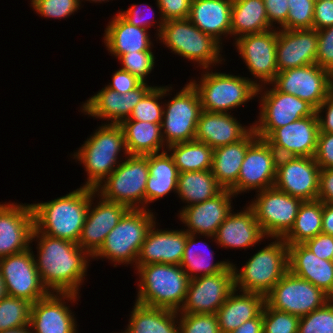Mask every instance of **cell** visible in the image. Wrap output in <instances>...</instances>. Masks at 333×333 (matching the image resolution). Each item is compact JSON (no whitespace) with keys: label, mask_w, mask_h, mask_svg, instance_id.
<instances>
[{"label":"cell","mask_w":333,"mask_h":333,"mask_svg":"<svg viewBox=\"0 0 333 333\" xmlns=\"http://www.w3.org/2000/svg\"><path fill=\"white\" fill-rule=\"evenodd\" d=\"M277 38L278 28H272L262 33L241 36L234 42L247 69L256 78L253 80L257 88L266 85L270 87L278 73L276 66Z\"/></svg>","instance_id":"16"},{"label":"cell","mask_w":333,"mask_h":333,"mask_svg":"<svg viewBox=\"0 0 333 333\" xmlns=\"http://www.w3.org/2000/svg\"><path fill=\"white\" fill-rule=\"evenodd\" d=\"M179 173L211 170L213 148L206 143L189 141L167 147Z\"/></svg>","instance_id":"41"},{"label":"cell","mask_w":333,"mask_h":333,"mask_svg":"<svg viewBox=\"0 0 333 333\" xmlns=\"http://www.w3.org/2000/svg\"><path fill=\"white\" fill-rule=\"evenodd\" d=\"M266 245L246 261L242 269L232 263L235 289L266 296L288 271V244L283 238ZM241 289V290H240Z\"/></svg>","instance_id":"5"},{"label":"cell","mask_w":333,"mask_h":333,"mask_svg":"<svg viewBox=\"0 0 333 333\" xmlns=\"http://www.w3.org/2000/svg\"><path fill=\"white\" fill-rule=\"evenodd\" d=\"M79 298L74 293H49L33 303L29 323L31 332L78 333L74 312L67 305L68 301L75 303Z\"/></svg>","instance_id":"20"},{"label":"cell","mask_w":333,"mask_h":333,"mask_svg":"<svg viewBox=\"0 0 333 333\" xmlns=\"http://www.w3.org/2000/svg\"><path fill=\"white\" fill-rule=\"evenodd\" d=\"M197 236V234L187 235L186 246L180 263L181 268L186 272L187 276L192 279L224 271L231 262L228 260L216 263L212 262L215 259L213 251L206 242L196 241L198 239Z\"/></svg>","instance_id":"39"},{"label":"cell","mask_w":333,"mask_h":333,"mask_svg":"<svg viewBox=\"0 0 333 333\" xmlns=\"http://www.w3.org/2000/svg\"><path fill=\"white\" fill-rule=\"evenodd\" d=\"M83 0H80V3L82 2ZM85 1H92V2H94V3H102V2H105V1H108L109 2V0H85Z\"/></svg>","instance_id":"65"},{"label":"cell","mask_w":333,"mask_h":333,"mask_svg":"<svg viewBox=\"0 0 333 333\" xmlns=\"http://www.w3.org/2000/svg\"><path fill=\"white\" fill-rule=\"evenodd\" d=\"M287 30L313 29L314 6L312 0H288Z\"/></svg>","instance_id":"50"},{"label":"cell","mask_w":333,"mask_h":333,"mask_svg":"<svg viewBox=\"0 0 333 333\" xmlns=\"http://www.w3.org/2000/svg\"><path fill=\"white\" fill-rule=\"evenodd\" d=\"M317 116H308L276 128L265 140L279 157H314L319 135Z\"/></svg>","instance_id":"23"},{"label":"cell","mask_w":333,"mask_h":333,"mask_svg":"<svg viewBox=\"0 0 333 333\" xmlns=\"http://www.w3.org/2000/svg\"><path fill=\"white\" fill-rule=\"evenodd\" d=\"M297 333H333V298L319 309L300 317Z\"/></svg>","instance_id":"45"},{"label":"cell","mask_w":333,"mask_h":333,"mask_svg":"<svg viewBox=\"0 0 333 333\" xmlns=\"http://www.w3.org/2000/svg\"><path fill=\"white\" fill-rule=\"evenodd\" d=\"M155 59L152 51H135L134 53L123 54L118 60L123 70L136 76L142 82L147 83V76L155 68Z\"/></svg>","instance_id":"47"},{"label":"cell","mask_w":333,"mask_h":333,"mask_svg":"<svg viewBox=\"0 0 333 333\" xmlns=\"http://www.w3.org/2000/svg\"><path fill=\"white\" fill-rule=\"evenodd\" d=\"M150 209H129L119 223L108 233L103 245L92 259H109L116 267L132 264L136 266L142 243L156 222Z\"/></svg>","instance_id":"6"},{"label":"cell","mask_w":333,"mask_h":333,"mask_svg":"<svg viewBox=\"0 0 333 333\" xmlns=\"http://www.w3.org/2000/svg\"><path fill=\"white\" fill-rule=\"evenodd\" d=\"M8 296L6 285L0 270V301Z\"/></svg>","instance_id":"63"},{"label":"cell","mask_w":333,"mask_h":333,"mask_svg":"<svg viewBox=\"0 0 333 333\" xmlns=\"http://www.w3.org/2000/svg\"><path fill=\"white\" fill-rule=\"evenodd\" d=\"M279 156L270 144L257 138L248 148L241 165L237 184L231 189L237 197L249 190L256 192L274 186Z\"/></svg>","instance_id":"18"},{"label":"cell","mask_w":333,"mask_h":333,"mask_svg":"<svg viewBox=\"0 0 333 333\" xmlns=\"http://www.w3.org/2000/svg\"><path fill=\"white\" fill-rule=\"evenodd\" d=\"M256 96L260 97L261 107L258 121L256 120L252 125L257 137L261 139H266L276 128L304 117L317 116L316 109L307 101L277 91L273 86L257 88Z\"/></svg>","instance_id":"10"},{"label":"cell","mask_w":333,"mask_h":333,"mask_svg":"<svg viewBox=\"0 0 333 333\" xmlns=\"http://www.w3.org/2000/svg\"><path fill=\"white\" fill-rule=\"evenodd\" d=\"M192 0H156L159 15L165 21L188 19Z\"/></svg>","instance_id":"53"},{"label":"cell","mask_w":333,"mask_h":333,"mask_svg":"<svg viewBox=\"0 0 333 333\" xmlns=\"http://www.w3.org/2000/svg\"><path fill=\"white\" fill-rule=\"evenodd\" d=\"M257 138L252 129L242 140L213 149L211 172L223 189L231 190L237 184L247 148Z\"/></svg>","instance_id":"34"},{"label":"cell","mask_w":333,"mask_h":333,"mask_svg":"<svg viewBox=\"0 0 333 333\" xmlns=\"http://www.w3.org/2000/svg\"><path fill=\"white\" fill-rule=\"evenodd\" d=\"M141 6L140 5L138 6L137 4H132L129 8H127V10L120 9L121 11H119L118 13L130 24L145 28L147 30H149L148 28H151L152 26H156V24L158 23L157 32H156L157 33L156 38L158 39V36L162 30V27L165 24V20L162 17H159L160 20H158V19L155 20L153 18V16H155V15H153V14H155V12H154V10H152V7L149 6L150 12H147L148 11L147 10L146 11L147 14H146V13H144L145 9H144V11L139 9V7L141 8ZM148 13H150L149 15H151L152 18L149 17ZM154 22H156V23H154Z\"/></svg>","instance_id":"51"},{"label":"cell","mask_w":333,"mask_h":333,"mask_svg":"<svg viewBox=\"0 0 333 333\" xmlns=\"http://www.w3.org/2000/svg\"><path fill=\"white\" fill-rule=\"evenodd\" d=\"M124 159L95 191L103 199L124 204L129 209H145L148 155H128Z\"/></svg>","instance_id":"9"},{"label":"cell","mask_w":333,"mask_h":333,"mask_svg":"<svg viewBox=\"0 0 333 333\" xmlns=\"http://www.w3.org/2000/svg\"><path fill=\"white\" fill-rule=\"evenodd\" d=\"M222 190L211 170L189 171L178 175L176 193L187 203L185 207L207 201Z\"/></svg>","instance_id":"40"},{"label":"cell","mask_w":333,"mask_h":333,"mask_svg":"<svg viewBox=\"0 0 333 333\" xmlns=\"http://www.w3.org/2000/svg\"><path fill=\"white\" fill-rule=\"evenodd\" d=\"M128 156L125 136L120 124H102L73 154L87 172L84 187L95 189L120 164L118 156ZM120 154V155H119Z\"/></svg>","instance_id":"4"},{"label":"cell","mask_w":333,"mask_h":333,"mask_svg":"<svg viewBox=\"0 0 333 333\" xmlns=\"http://www.w3.org/2000/svg\"><path fill=\"white\" fill-rule=\"evenodd\" d=\"M229 212L225 221L219 226L212 241L222 248L245 249L253 247L267 237L263 233L254 211L249 205L237 213Z\"/></svg>","instance_id":"28"},{"label":"cell","mask_w":333,"mask_h":333,"mask_svg":"<svg viewBox=\"0 0 333 333\" xmlns=\"http://www.w3.org/2000/svg\"><path fill=\"white\" fill-rule=\"evenodd\" d=\"M324 112H326L325 116L321 114ZM316 114L319 121L320 132L333 133V91L316 109Z\"/></svg>","instance_id":"59"},{"label":"cell","mask_w":333,"mask_h":333,"mask_svg":"<svg viewBox=\"0 0 333 333\" xmlns=\"http://www.w3.org/2000/svg\"><path fill=\"white\" fill-rule=\"evenodd\" d=\"M205 70L199 83L190 80L199 94L203 111L231 113V110L243 104L245 106L246 102L256 97L257 87L251 78Z\"/></svg>","instance_id":"8"},{"label":"cell","mask_w":333,"mask_h":333,"mask_svg":"<svg viewBox=\"0 0 333 333\" xmlns=\"http://www.w3.org/2000/svg\"><path fill=\"white\" fill-rule=\"evenodd\" d=\"M330 261L333 263V252H332V256H331Z\"/></svg>","instance_id":"66"},{"label":"cell","mask_w":333,"mask_h":333,"mask_svg":"<svg viewBox=\"0 0 333 333\" xmlns=\"http://www.w3.org/2000/svg\"><path fill=\"white\" fill-rule=\"evenodd\" d=\"M320 170L314 157H279L274 187L303 201L317 200Z\"/></svg>","instance_id":"19"},{"label":"cell","mask_w":333,"mask_h":333,"mask_svg":"<svg viewBox=\"0 0 333 333\" xmlns=\"http://www.w3.org/2000/svg\"><path fill=\"white\" fill-rule=\"evenodd\" d=\"M252 129L253 125L242 126L231 113L202 110L194 140L215 149L242 140Z\"/></svg>","instance_id":"29"},{"label":"cell","mask_w":333,"mask_h":333,"mask_svg":"<svg viewBox=\"0 0 333 333\" xmlns=\"http://www.w3.org/2000/svg\"><path fill=\"white\" fill-rule=\"evenodd\" d=\"M256 193L248 204L263 233L268 238H283L293 227L303 200L274 186Z\"/></svg>","instance_id":"12"},{"label":"cell","mask_w":333,"mask_h":333,"mask_svg":"<svg viewBox=\"0 0 333 333\" xmlns=\"http://www.w3.org/2000/svg\"><path fill=\"white\" fill-rule=\"evenodd\" d=\"M264 4L269 24L274 28L275 24H279L277 28L287 30L288 0H264Z\"/></svg>","instance_id":"55"},{"label":"cell","mask_w":333,"mask_h":333,"mask_svg":"<svg viewBox=\"0 0 333 333\" xmlns=\"http://www.w3.org/2000/svg\"><path fill=\"white\" fill-rule=\"evenodd\" d=\"M264 304V295L235 289L216 312L221 333H230L244 322L256 318Z\"/></svg>","instance_id":"33"},{"label":"cell","mask_w":333,"mask_h":333,"mask_svg":"<svg viewBox=\"0 0 333 333\" xmlns=\"http://www.w3.org/2000/svg\"><path fill=\"white\" fill-rule=\"evenodd\" d=\"M33 229L31 204L0 203V258L32 248Z\"/></svg>","instance_id":"22"},{"label":"cell","mask_w":333,"mask_h":333,"mask_svg":"<svg viewBox=\"0 0 333 333\" xmlns=\"http://www.w3.org/2000/svg\"><path fill=\"white\" fill-rule=\"evenodd\" d=\"M314 159L320 169L333 168V133L319 132Z\"/></svg>","instance_id":"54"},{"label":"cell","mask_w":333,"mask_h":333,"mask_svg":"<svg viewBox=\"0 0 333 333\" xmlns=\"http://www.w3.org/2000/svg\"><path fill=\"white\" fill-rule=\"evenodd\" d=\"M230 333H263V310L256 318L244 322Z\"/></svg>","instance_id":"61"},{"label":"cell","mask_w":333,"mask_h":333,"mask_svg":"<svg viewBox=\"0 0 333 333\" xmlns=\"http://www.w3.org/2000/svg\"><path fill=\"white\" fill-rule=\"evenodd\" d=\"M331 298L311 282L290 271L276 283L265 296V302L273 309L298 317L319 309Z\"/></svg>","instance_id":"13"},{"label":"cell","mask_w":333,"mask_h":333,"mask_svg":"<svg viewBox=\"0 0 333 333\" xmlns=\"http://www.w3.org/2000/svg\"><path fill=\"white\" fill-rule=\"evenodd\" d=\"M304 245L318 258L330 260L333 252V236L320 233L307 240Z\"/></svg>","instance_id":"58"},{"label":"cell","mask_w":333,"mask_h":333,"mask_svg":"<svg viewBox=\"0 0 333 333\" xmlns=\"http://www.w3.org/2000/svg\"><path fill=\"white\" fill-rule=\"evenodd\" d=\"M179 333H221L216 314H178Z\"/></svg>","instance_id":"49"},{"label":"cell","mask_w":333,"mask_h":333,"mask_svg":"<svg viewBox=\"0 0 333 333\" xmlns=\"http://www.w3.org/2000/svg\"><path fill=\"white\" fill-rule=\"evenodd\" d=\"M233 192L223 189L219 194L207 201L182 207L178 218L185 225L188 234H197L207 238H214L219 226L232 210Z\"/></svg>","instance_id":"25"},{"label":"cell","mask_w":333,"mask_h":333,"mask_svg":"<svg viewBox=\"0 0 333 333\" xmlns=\"http://www.w3.org/2000/svg\"><path fill=\"white\" fill-rule=\"evenodd\" d=\"M0 333H32V332H31L30 326H26V327L16 328V329H12V330L2 331Z\"/></svg>","instance_id":"64"},{"label":"cell","mask_w":333,"mask_h":333,"mask_svg":"<svg viewBox=\"0 0 333 333\" xmlns=\"http://www.w3.org/2000/svg\"><path fill=\"white\" fill-rule=\"evenodd\" d=\"M277 91L297 96L315 109L333 91V74L310 64L278 72L270 84Z\"/></svg>","instance_id":"14"},{"label":"cell","mask_w":333,"mask_h":333,"mask_svg":"<svg viewBox=\"0 0 333 333\" xmlns=\"http://www.w3.org/2000/svg\"><path fill=\"white\" fill-rule=\"evenodd\" d=\"M300 317L275 310L266 302L263 307V333H297Z\"/></svg>","instance_id":"46"},{"label":"cell","mask_w":333,"mask_h":333,"mask_svg":"<svg viewBox=\"0 0 333 333\" xmlns=\"http://www.w3.org/2000/svg\"><path fill=\"white\" fill-rule=\"evenodd\" d=\"M288 271L333 298V263L318 258L304 244H288Z\"/></svg>","instance_id":"30"},{"label":"cell","mask_w":333,"mask_h":333,"mask_svg":"<svg viewBox=\"0 0 333 333\" xmlns=\"http://www.w3.org/2000/svg\"><path fill=\"white\" fill-rule=\"evenodd\" d=\"M234 290L232 263L218 274L192 278L178 314H216Z\"/></svg>","instance_id":"15"},{"label":"cell","mask_w":333,"mask_h":333,"mask_svg":"<svg viewBox=\"0 0 333 333\" xmlns=\"http://www.w3.org/2000/svg\"><path fill=\"white\" fill-rule=\"evenodd\" d=\"M333 25V0L315 2L313 29L320 30Z\"/></svg>","instance_id":"57"},{"label":"cell","mask_w":333,"mask_h":333,"mask_svg":"<svg viewBox=\"0 0 333 333\" xmlns=\"http://www.w3.org/2000/svg\"><path fill=\"white\" fill-rule=\"evenodd\" d=\"M152 87V85L142 82L137 88L119 94L105 85L104 88L83 102L80 111L85 115L97 118V120L108 119L106 124H121L129 118L136 104Z\"/></svg>","instance_id":"24"},{"label":"cell","mask_w":333,"mask_h":333,"mask_svg":"<svg viewBox=\"0 0 333 333\" xmlns=\"http://www.w3.org/2000/svg\"><path fill=\"white\" fill-rule=\"evenodd\" d=\"M317 199L333 205V168L320 170Z\"/></svg>","instance_id":"60"},{"label":"cell","mask_w":333,"mask_h":333,"mask_svg":"<svg viewBox=\"0 0 333 333\" xmlns=\"http://www.w3.org/2000/svg\"><path fill=\"white\" fill-rule=\"evenodd\" d=\"M232 2L233 0H192L188 19L222 45V37L231 36Z\"/></svg>","instance_id":"32"},{"label":"cell","mask_w":333,"mask_h":333,"mask_svg":"<svg viewBox=\"0 0 333 333\" xmlns=\"http://www.w3.org/2000/svg\"><path fill=\"white\" fill-rule=\"evenodd\" d=\"M322 233L333 236V205L323 202Z\"/></svg>","instance_id":"62"},{"label":"cell","mask_w":333,"mask_h":333,"mask_svg":"<svg viewBox=\"0 0 333 333\" xmlns=\"http://www.w3.org/2000/svg\"><path fill=\"white\" fill-rule=\"evenodd\" d=\"M31 305L29 301L6 296L0 301V332L29 326Z\"/></svg>","instance_id":"44"},{"label":"cell","mask_w":333,"mask_h":333,"mask_svg":"<svg viewBox=\"0 0 333 333\" xmlns=\"http://www.w3.org/2000/svg\"><path fill=\"white\" fill-rule=\"evenodd\" d=\"M149 176L145 188V209L148 204L165 197L172 191L176 193L178 169L172 156L164 152L148 155Z\"/></svg>","instance_id":"35"},{"label":"cell","mask_w":333,"mask_h":333,"mask_svg":"<svg viewBox=\"0 0 333 333\" xmlns=\"http://www.w3.org/2000/svg\"><path fill=\"white\" fill-rule=\"evenodd\" d=\"M264 0H233L231 9V37L238 39L248 34L272 29Z\"/></svg>","instance_id":"38"},{"label":"cell","mask_w":333,"mask_h":333,"mask_svg":"<svg viewBox=\"0 0 333 333\" xmlns=\"http://www.w3.org/2000/svg\"><path fill=\"white\" fill-rule=\"evenodd\" d=\"M142 83L136 76L126 70L119 69L112 75V82L107 85L108 88L115 90L119 94L127 93L137 88Z\"/></svg>","instance_id":"56"},{"label":"cell","mask_w":333,"mask_h":333,"mask_svg":"<svg viewBox=\"0 0 333 333\" xmlns=\"http://www.w3.org/2000/svg\"><path fill=\"white\" fill-rule=\"evenodd\" d=\"M317 36L316 64L333 74V25L317 30Z\"/></svg>","instance_id":"52"},{"label":"cell","mask_w":333,"mask_h":333,"mask_svg":"<svg viewBox=\"0 0 333 333\" xmlns=\"http://www.w3.org/2000/svg\"><path fill=\"white\" fill-rule=\"evenodd\" d=\"M138 291L135 302L178 312L183 306L190 278L180 265L156 263L135 267Z\"/></svg>","instance_id":"3"},{"label":"cell","mask_w":333,"mask_h":333,"mask_svg":"<svg viewBox=\"0 0 333 333\" xmlns=\"http://www.w3.org/2000/svg\"><path fill=\"white\" fill-rule=\"evenodd\" d=\"M33 10L41 17L63 19L80 10V0H30Z\"/></svg>","instance_id":"48"},{"label":"cell","mask_w":333,"mask_h":333,"mask_svg":"<svg viewBox=\"0 0 333 333\" xmlns=\"http://www.w3.org/2000/svg\"><path fill=\"white\" fill-rule=\"evenodd\" d=\"M164 103L161 129L165 145L193 141L202 111L197 90L187 82L180 92Z\"/></svg>","instance_id":"11"},{"label":"cell","mask_w":333,"mask_h":333,"mask_svg":"<svg viewBox=\"0 0 333 333\" xmlns=\"http://www.w3.org/2000/svg\"><path fill=\"white\" fill-rule=\"evenodd\" d=\"M170 90H172L171 86L158 87L153 85V87L136 104L131 115L126 120L162 123L164 105H162V101L160 103V100L165 96H168Z\"/></svg>","instance_id":"43"},{"label":"cell","mask_w":333,"mask_h":333,"mask_svg":"<svg viewBox=\"0 0 333 333\" xmlns=\"http://www.w3.org/2000/svg\"><path fill=\"white\" fill-rule=\"evenodd\" d=\"M161 124L124 120L120 126L124 132L128 154L146 156L166 151Z\"/></svg>","instance_id":"36"},{"label":"cell","mask_w":333,"mask_h":333,"mask_svg":"<svg viewBox=\"0 0 333 333\" xmlns=\"http://www.w3.org/2000/svg\"><path fill=\"white\" fill-rule=\"evenodd\" d=\"M105 29V46L111 56L114 55L117 59L126 53L153 49L147 29L130 24L119 13L112 17Z\"/></svg>","instance_id":"31"},{"label":"cell","mask_w":333,"mask_h":333,"mask_svg":"<svg viewBox=\"0 0 333 333\" xmlns=\"http://www.w3.org/2000/svg\"><path fill=\"white\" fill-rule=\"evenodd\" d=\"M34 258L31 248L0 258V270L8 296L33 304L49 294L40 279Z\"/></svg>","instance_id":"17"},{"label":"cell","mask_w":333,"mask_h":333,"mask_svg":"<svg viewBox=\"0 0 333 333\" xmlns=\"http://www.w3.org/2000/svg\"><path fill=\"white\" fill-rule=\"evenodd\" d=\"M322 233V201H303L293 227L283 237L287 244H304Z\"/></svg>","instance_id":"42"},{"label":"cell","mask_w":333,"mask_h":333,"mask_svg":"<svg viewBox=\"0 0 333 333\" xmlns=\"http://www.w3.org/2000/svg\"><path fill=\"white\" fill-rule=\"evenodd\" d=\"M36 239V240H35ZM37 241L35 259L40 279L49 293L79 295L92 257L71 241L39 232L35 227L31 242ZM89 261V262H88Z\"/></svg>","instance_id":"1"},{"label":"cell","mask_w":333,"mask_h":333,"mask_svg":"<svg viewBox=\"0 0 333 333\" xmlns=\"http://www.w3.org/2000/svg\"><path fill=\"white\" fill-rule=\"evenodd\" d=\"M134 303L127 333H179L178 312Z\"/></svg>","instance_id":"37"},{"label":"cell","mask_w":333,"mask_h":333,"mask_svg":"<svg viewBox=\"0 0 333 333\" xmlns=\"http://www.w3.org/2000/svg\"><path fill=\"white\" fill-rule=\"evenodd\" d=\"M158 38L172 53L197 62L198 67L203 70L222 64L223 60L225 62L220 54L223 46L212 36L203 33L189 19L165 21Z\"/></svg>","instance_id":"7"},{"label":"cell","mask_w":333,"mask_h":333,"mask_svg":"<svg viewBox=\"0 0 333 333\" xmlns=\"http://www.w3.org/2000/svg\"><path fill=\"white\" fill-rule=\"evenodd\" d=\"M276 66L278 72L316 64L318 36L315 29L278 28Z\"/></svg>","instance_id":"26"},{"label":"cell","mask_w":333,"mask_h":333,"mask_svg":"<svg viewBox=\"0 0 333 333\" xmlns=\"http://www.w3.org/2000/svg\"><path fill=\"white\" fill-rule=\"evenodd\" d=\"M96 196H98L97 199L99 198V202L96 201L97 204L93 202ZM128 210L129 208L124 204L103 199L92 188V198L77 244L92 257L103 245L108 233Z\"/></svg>","instance_id":"21"},{"label":"cell","mask_w":333,"mask_h":333,"mask_svg":"<svg viewBox=\"0 0 333 333\" xmlns=\"http://www.w3.org/2000/svg\"><path fill=\"white\" fill-rule=\"evenodd\" d=\"M155 222L142 243L135 267L164 263L180 265L188 233L184 230H163Z\"/></svg>","instance_id":"27"},{"label":"cell","mask_w":333,"mask_h":333,"mask_svg":"<svg viewBox=\"0 0 333 333\" xmlns=\"http://www.w3.org/2000/svg\"><path fill=\"white\" fill-rule=\"evenodd\" d=\"M92 198V188L81 186L64 196L33 203L34 227L51 237L78 243Z\"/></svg>","instance_id":"2"}]
</instances>
